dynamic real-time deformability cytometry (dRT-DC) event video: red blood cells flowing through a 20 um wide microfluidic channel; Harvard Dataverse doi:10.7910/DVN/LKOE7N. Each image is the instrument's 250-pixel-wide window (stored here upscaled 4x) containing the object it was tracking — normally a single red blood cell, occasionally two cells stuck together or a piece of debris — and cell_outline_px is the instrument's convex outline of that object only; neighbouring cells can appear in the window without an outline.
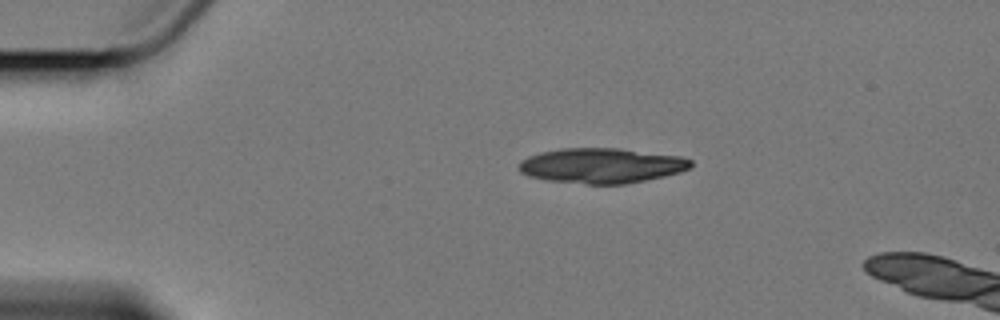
{"species": "Egyptian fruit bat (a non-hibernating species)", "species_latin": "Rousettus aegyptiacus", "temperature_condition": "cold", "stored_images_in_passage": 3, "camera_frame_rate_fps": 3000, "um_per_image_px": 0.085, "animal": {"sex": "female"}, "frame": {"image": 1, "passage_image": 1, "time_ms": 0.0, "image_size_px": [1000, 320], "cell_outline_px": [[692, 168], [680, 172], [664, 176], [624, 184], [588, 184], [544, 180], [528, 176], [520, 172], [516, 168], [520, 160], [528, 156], [540, 152], [560, 148], [620, 148], [680, 156], [692, 160]], "centroid_in_image_um": [51.09, 14.07], "position_along_channel_um": 33.9, "area_um2": 35.49}}